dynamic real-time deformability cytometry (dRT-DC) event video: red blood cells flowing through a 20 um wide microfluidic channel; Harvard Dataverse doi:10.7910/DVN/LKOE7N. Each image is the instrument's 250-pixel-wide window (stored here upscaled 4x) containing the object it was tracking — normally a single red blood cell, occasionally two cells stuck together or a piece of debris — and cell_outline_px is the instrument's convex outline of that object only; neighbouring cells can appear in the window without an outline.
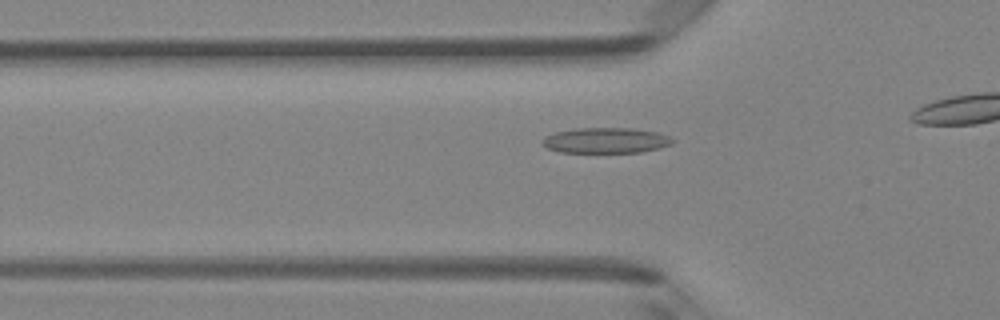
{"species": "Egyptian fruit bat (a non-hibernating species)", "species_latin": "Rousettus aegyptiacus", "temperature_condition": "room temperature", "stored_images_in_passage": 23, "camera_frame_rate_fps": 3000, "um_per_image_px": 0.085, "animal": {"sex": "female"}, "frame": {"image": 1, "passage_image": 9, "time_ms": 2.667, "image_size_px": [1000, 320], "cell_outline_px": [[672, 144], [660, 148], [640, 152], [560, 152], [548, 148], [540, 144], [540, 140], [544, 136], [556, 132], [576, 128], [632, 128], [660, 132], [668, 136], [672, 140]], "centroid_in_image_um": [51.46, 11.93], "position_along_channel_um": 74.3, "area_um2": 19.42}}
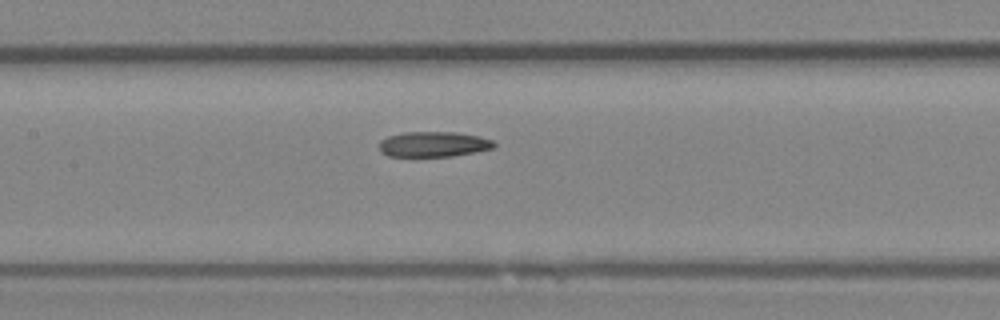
{"frame": {"image": 2, "passage_image": 16, "time_ms": 5.0, "image_size_px": [1000, 320], "cell_outline_px": [[496, 144], [492, 148], [476, 152], [452, 156], [388, 156], [380, 152], [380, 140], [388, 136], [404, 132], [456, 132], [480, 136], [492, 140]], "centroid_in_image_um": [36.84, 12.25], "position_along_channel_um": 170.6, "area_um2": 16.94}}
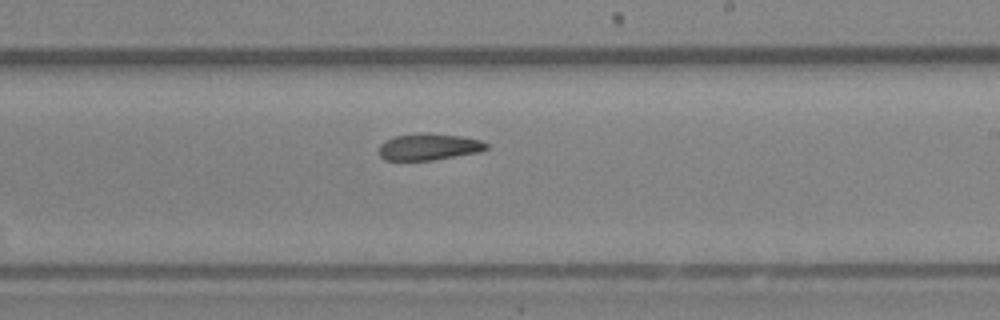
{"frame": {"image": 3, "passage_image": 22, "time_ms": 7.0, "image_size_px": [1000, 320], "cell_outline_px": [[488, 148], [480, 152], [432, 160], [384, 160], [380, 156], [380, 144], [384, 140], [396, 136], [420, 132], [460, 136], [480, 140], [488, 144]], "centroid_in_image_um": [36.44, 12.48], "position_along_channel_um": 252.6, "area_um2": 16.65}}